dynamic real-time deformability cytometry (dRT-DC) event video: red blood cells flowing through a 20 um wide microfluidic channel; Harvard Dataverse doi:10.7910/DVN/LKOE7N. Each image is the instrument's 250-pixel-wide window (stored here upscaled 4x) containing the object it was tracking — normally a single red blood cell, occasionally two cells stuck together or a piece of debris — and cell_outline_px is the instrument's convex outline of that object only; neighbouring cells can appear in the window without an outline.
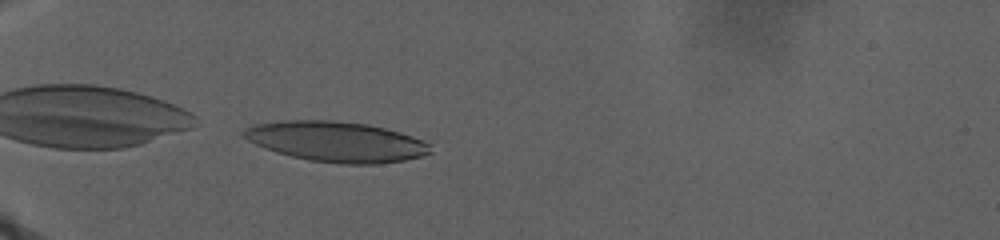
{"species": "human", "species_latin": "Homo sapiens", "temperature_condition": "warm", "stored_images_in_passage": 45, "camera_frame_rate_fps": 3000, "um_per_image_px": 0.085, "donor": {"sex": "male"}, "frame": {"image": 1, "passage_image": 1, "time_ms": 0.0, "image_size_px": [1000, 240], "cell_outline_px": [[432, 152], [424, 156], [404, 160], [376, 164], [344, 164], [308, 160], [276, 152], [264, 148], [248, 140], [240, 132], [244, 128], [256, 124], [280, 120], [332, 120], [368, 124], [400, 132], [412, 136], [432, 144]], "centroid_in_image_um": [28.6, 12.03], "position_along_channel_um": 56.4, "area_um2": 44.04}}
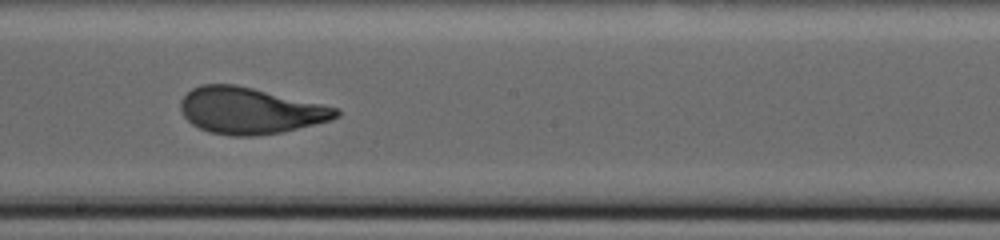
{"frame": {"image": 2, "passage_image": 22, "time_ms": 10.0, "image_size_px": [1000, 240], "cell_outline_px": [[340, 116], [332, 120], [280, 132], [252, 136], [232, 136], [208, 132], [192, 124], [184, 116], [180, 108], [180, 100], [192, 88], [200, 84], [236, 84], [340, 108]], "centroid_in_image_um": [21.25, 9.4], "position_along_channel_um": 226.9, "area_um2": 42.02}}
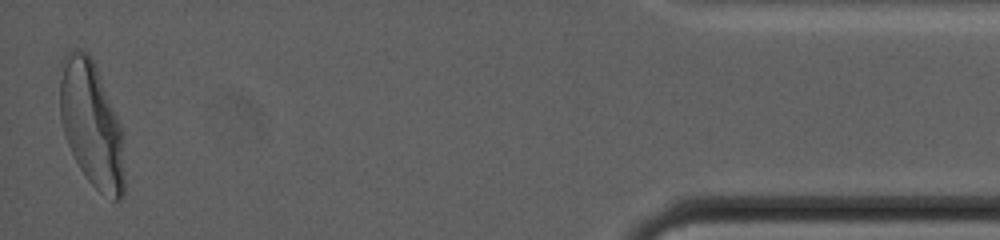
{"frame": {"image": 3, "passage_image": 45, "time_ms": 23.333, "image_size_px": [1000, 240], "cell_outline_px": [[124, 196], [120, 200], [112, 200], [100, 192], [88, 180], [80, 168], [68, 144], [60, 120], [60, 60], [72, 48], [76, 48], [88, 52], [92, 56], [96, 64], [120, 124], [124, 172]], "centroid_in_image_um": [7.76, 10.51], "position_along_channel_um": 427.4, "area_um2": 47.34}}